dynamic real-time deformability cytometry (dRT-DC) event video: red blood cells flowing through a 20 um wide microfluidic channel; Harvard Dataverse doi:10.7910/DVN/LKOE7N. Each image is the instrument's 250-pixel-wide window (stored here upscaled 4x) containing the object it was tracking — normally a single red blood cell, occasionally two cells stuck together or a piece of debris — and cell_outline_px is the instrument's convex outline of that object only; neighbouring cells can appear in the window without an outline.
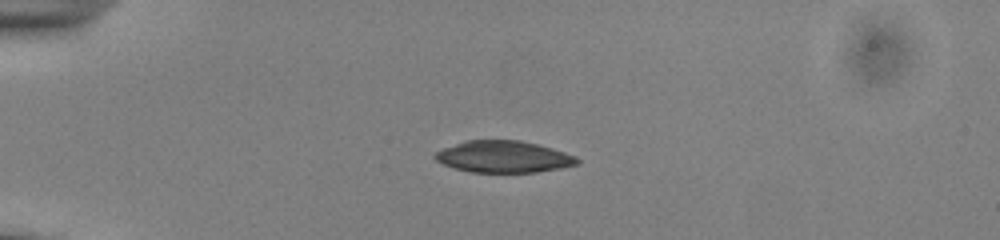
{"species": "common noctule bat (a hibernating species)", "species_latin": "Nyctalus noctula", "temperature_condition": "cold", "stored_images_in_passage": 16, "camera_frame_rate_fps": 3000, "um_per_image_px": 0.085, "animal": {"sex": "male", "body_mass_g": 13.0, "forearm_length_mm": 53.1}, "frame": {"image": 1, "passage_image": 14, "time_ms": 4.333, "image_size_px": [1000, 240], "cell_outline_px": [[580, 164], [560, 168], [536, 172], [472, 172], [456, 168], [444, 164], [436, 160], [432, 156], [436, 152], [444, 148], [464, 140], [520, 140], [552, 148], [576, 156], [580, 160]], "centroid_in_image_um": [42.82, 13.32], "position_along_channel_um": 42.2, "area_um2": 26.18}}